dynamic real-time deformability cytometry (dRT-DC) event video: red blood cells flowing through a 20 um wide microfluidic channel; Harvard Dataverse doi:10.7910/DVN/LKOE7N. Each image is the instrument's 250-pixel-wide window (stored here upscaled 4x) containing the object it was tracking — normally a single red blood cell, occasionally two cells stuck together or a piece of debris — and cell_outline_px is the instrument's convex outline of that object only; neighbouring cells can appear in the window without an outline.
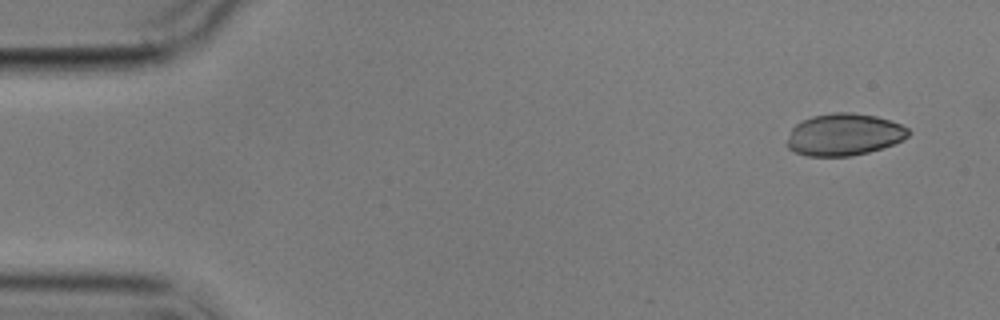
{"species": "common noctule bat (a hibernating species)", "species_latin": "Nyctalus noctula", "temperature_condition": "cold", "stored_images_in_passage": 6, "camera_frame_rate_fps": 3000, "um_per_image_px": 0.085, "animal": {"sex": "male", "body_mass_g": 17.9}, "frame": {"image": 1, "passage_image": 1, "time_ms": 0.0, "image_size_px": [1000, 320], "cell_outline_px": [[912, 132], [908, 136], [892, 144], [868, 152], [852, 156], [808, 156], [796, 152], [788, 148], [788, 140], [792, 128], [796, 124], [812, 116], [832, 112], [852, 112], [876, 116], [900, 124], [908, 128]], "centroid_in_image_um": [71.75, 11.43], "position_along_channel_um": 13.2, "area_um2": 29.48}}
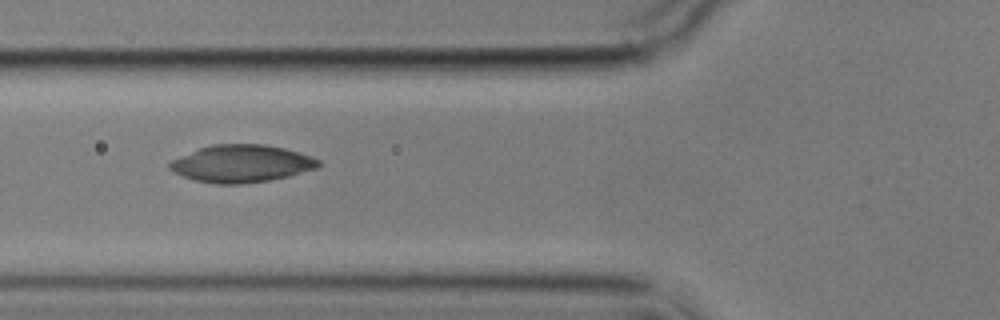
{"frame": {"image": 2, "passage_image": 5, "time_ms": 5.667, "image_size_px": [1000, 320], "cell_outline_px": [[320, 164], [316, 168], [288, 176], [268, 180], [240, 184], [216, 184], [196, 180], [172, 172], [168, 168], [168, 164], [172, 160], [200, 148], [212, 144], [264, 144], [284, 148], [312, 156], [320, 160]], "centroid_in_image_um": [20.52, 13.9], "position_along_channel_um": 105.3, "area_um2": 32.19}}
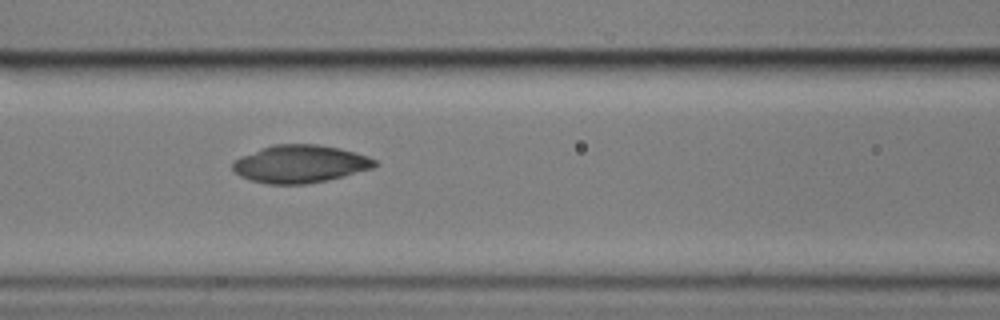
{"frame": {"image": 3, "passage_image": 6, "time_ms": 6.667, "image_size_px": [1000, 320], "cell_outline_px": [[380, 164], [372, 168], [344, 176], [328, 180], [308, 184], [268, 184], [252, 180], [240, 176], [232, 168], [232, 164], [240, 156], [260, 148], [272, 144], [316, 144], [340, 148], [356, 152], [368, 156], [376, 160]], "centroid_in_image_um": [25.53, 13.93], "position_along_channel_um": 141.1, "area_um2": 31.39}}